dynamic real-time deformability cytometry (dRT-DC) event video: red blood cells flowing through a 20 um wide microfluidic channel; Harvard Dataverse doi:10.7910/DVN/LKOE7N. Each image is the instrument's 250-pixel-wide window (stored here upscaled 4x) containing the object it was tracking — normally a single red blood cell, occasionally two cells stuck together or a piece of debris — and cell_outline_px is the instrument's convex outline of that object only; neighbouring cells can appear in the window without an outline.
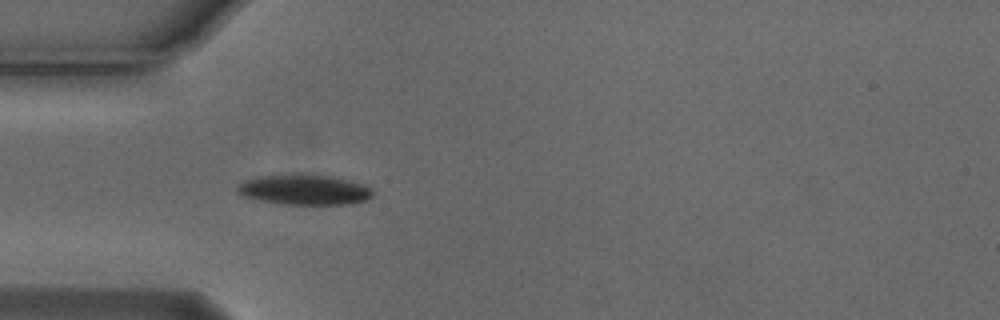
{"species": "Egyptian fruit bat (a non-hibernating species)", "species_latin": "Rousettus aegyptiacus", "temperature_condition": "cold", "stored_images_in_passage": 47, "camera_frame_rate_fps": 3000, "um_per_image_px": 0.085, "animal": {"sex": "male"}, "frame": {"image": 1, "passage_image": 9, "time_ms": 2.667, "image_size_px": [1000, 320], "cell_outline_px": [[372, 196], [368, 200], [352, 204], [276, 204], [240, 196], [236, 188], [244, 180], [260, 176], [332, 176], [364, 184], [372, 188]], "centroid_in_image_um": [25.88, 16.16], "position_along_channel_um": 59.1, "area_um2": 23.52}}
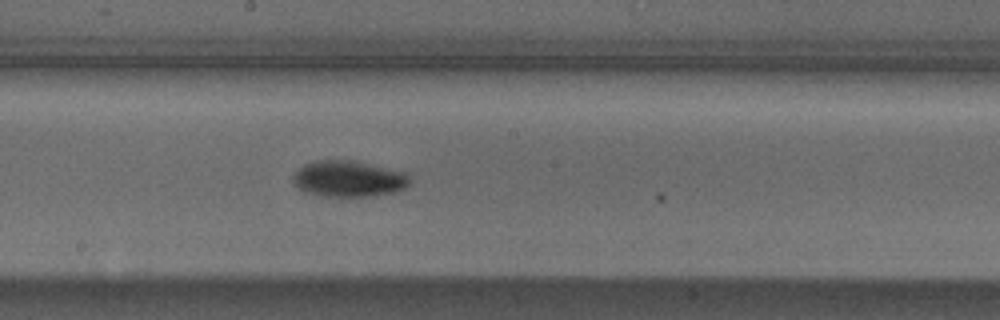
{"frame": {"image": 2, "passage_image": 22, "time_ms": 7.0, "image_size_px": [1000, 320], "cell_outline_px": [[412, 180], [404, 188], [396, 192], [368, 196], [324, 196], [308, 192], [292, 184], [292, 176], [304, 164], [320, 160], [352, 160], [404, 172]], "centroid_in_image_um": [29.63, 15.2], "position_along_channel_um": 218.6, "area_um2": 24.33}}
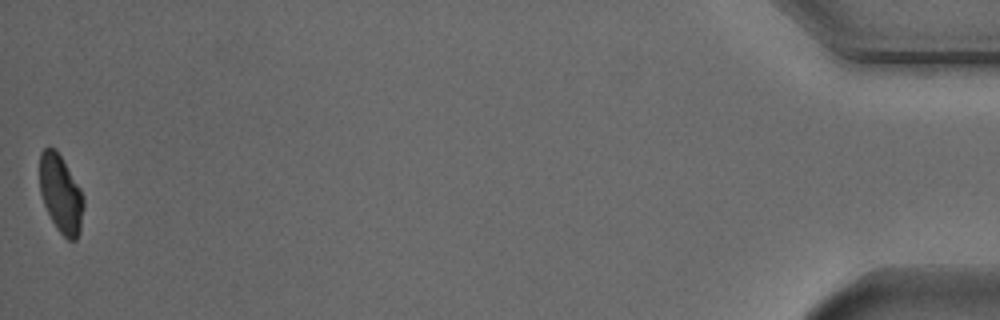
{"frame": {"image": 3, "passage_image": 47, "time_ms": 15.333, "image_size_px": [1000, 320], "cell_outline_px": [[84, 208], [80, 232], [76, 240], [68, 240], [56, 228], [44, 204], [40, 192], [40, 152], [44, 148], [56, 148], [80, 188], [84, 200]], "centroid_in_image_um": [5.18, 16.49], "position_along_channel_um": 430.0, "area_um2": 19.88}, "authors_computed_cell_mechanics": {"area_um2": 22.542, "velocity_mm_per_s": 3.7567, "shape_relaxation_time_tau1_ms": 3.3296, "shape_relaxation_time_tau2_ms": null, "deformation_change_tau1": 0.1197, "deformation_change_tau2": null}}